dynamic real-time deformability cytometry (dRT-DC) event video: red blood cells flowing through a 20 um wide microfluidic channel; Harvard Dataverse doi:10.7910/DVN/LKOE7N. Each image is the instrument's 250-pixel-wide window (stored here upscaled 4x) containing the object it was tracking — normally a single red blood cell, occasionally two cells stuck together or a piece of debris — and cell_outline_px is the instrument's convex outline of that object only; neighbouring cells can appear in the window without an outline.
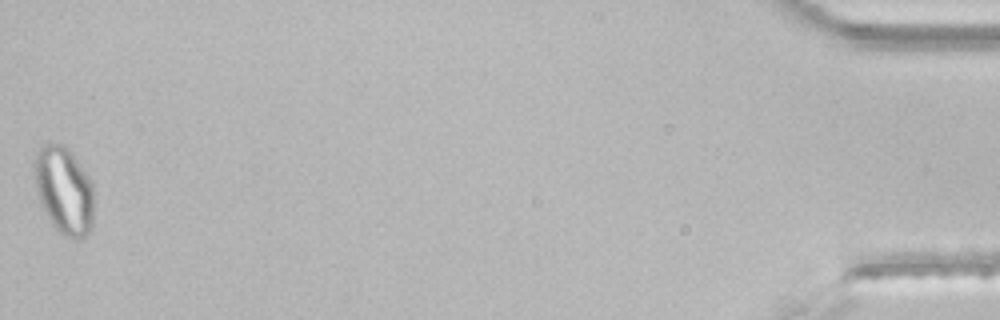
{"species": "common noctule bat (a hibernating species)", "species_latin": "Nyctalus noctula", "temperature_condition": "room temperature", "stored_images_in_passage": 30, "segment_of_instrument_passage": [2, 2], "camera_frame_rate_fps": 3000, "um_per_image_px": 0.085, "animal": {"sex": "male", "body_mass_g": 21.5, "forearm_length_mm": 52.0}, "frame": {"image": 1, "passage_image": 30, "time_ms": 9.667, "image_size_px": [1000, 320], "cell_outline_px": [[92, 224], [88, 232], [80, 240], [76, 240], [64, 236], [52, 224], [40, 200], [36, 188], [36, 156], [40, 148], [48, 140], [64, 144], [72, 152], [92, 184]], "centroid_in_image_um": [5.45, 16.16], "position_along_channel_um": 429.7, "area_um2": 29.77}}